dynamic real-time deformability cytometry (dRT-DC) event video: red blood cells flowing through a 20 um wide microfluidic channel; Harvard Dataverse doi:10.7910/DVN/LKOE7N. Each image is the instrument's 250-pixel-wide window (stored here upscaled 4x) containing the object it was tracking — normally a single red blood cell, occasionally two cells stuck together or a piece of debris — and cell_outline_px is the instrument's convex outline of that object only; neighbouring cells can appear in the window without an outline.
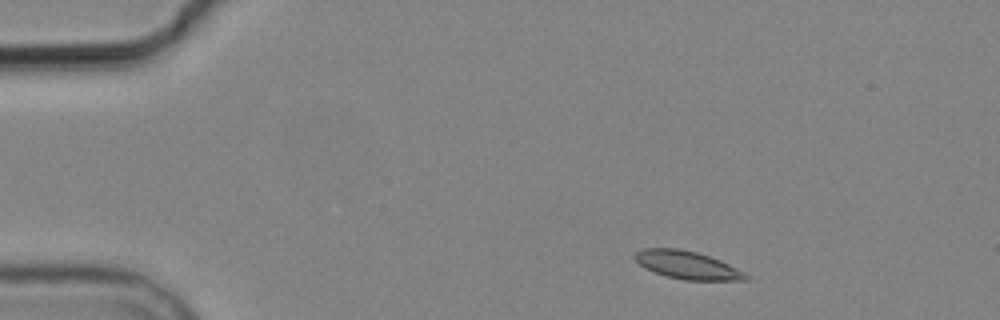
{"species": "common noctule bat (a hibernating species)", "species_latin": "Nyctalus noctula", "temperature_condition": "cold", "stored_images_in_passage": 6, "camera_frame_rate_fps": 3000, "um_per_image_px": 0.085, "animal": {"sex": "male", "body_mass_g": 19.2, "forearm_length_mm": 51.8}, "frame": {"image": 1, "passage_image": 1, "time_ms": 0.0, "image_size_px": [1000, 320], "cell_outline_px": [[748, 280], [684, 280], [668, 276], [644, 268], [632, 256], [640, 248], [680, 248], [696, 252], [720, 260], [744, 272], [748, 276]], "centroid_in_image_um": [58.38, 22.51], "position_along_channel_um": 26.6, "area_um2": 17.92}}
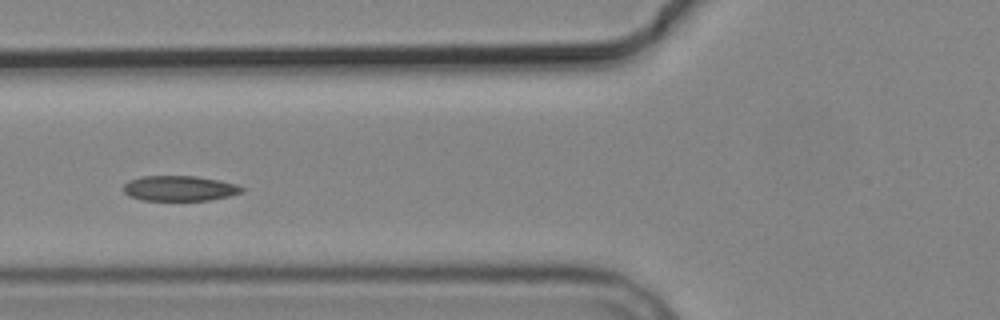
{"frame": {"image": 2, "passage_image": 4, "time_ms": 4.333, "image_size_px": [1000, 320], "cell_outline_px": [[244, 192], [228, 196], [208, 200], [144, 200], [128, 196], [124, 192], [124, 184], [128, 180], [140, 176], [196, 176], [220, 180], [236, 184], [244, 188]], "centroid_in_image_um": [15.25, 16.0], "position_along_channel_um": 110.5, "area_um2": 17.46}}
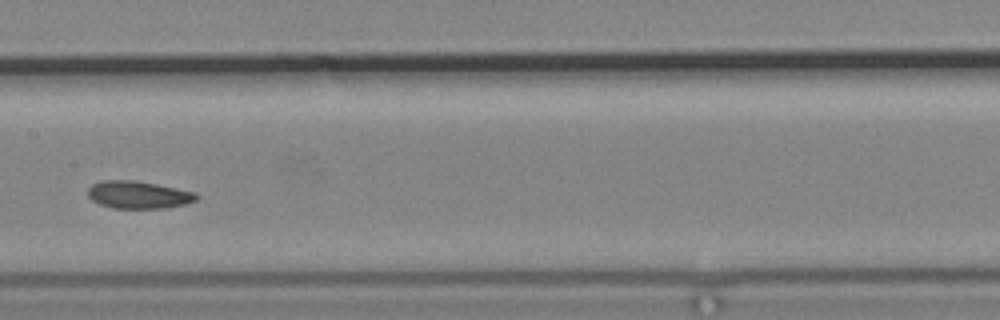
{"frame": {"image": 3, "passage_image": 6, "time_ms": 6.667, "image_size_px": [1000, 320], "cell_outline_px": [[200, 196], [196, 200], [184, 204], [164, 208], [112, 208], [100, 204], [92, 200], [88, 196], [88, 188], [92, 184], [100, 180], [136, 180], [196, 192]], "centroid_in_image_um": [11.75, 16.55], "position_along_channel_um": 195.6, "area_um2": 17.46}}